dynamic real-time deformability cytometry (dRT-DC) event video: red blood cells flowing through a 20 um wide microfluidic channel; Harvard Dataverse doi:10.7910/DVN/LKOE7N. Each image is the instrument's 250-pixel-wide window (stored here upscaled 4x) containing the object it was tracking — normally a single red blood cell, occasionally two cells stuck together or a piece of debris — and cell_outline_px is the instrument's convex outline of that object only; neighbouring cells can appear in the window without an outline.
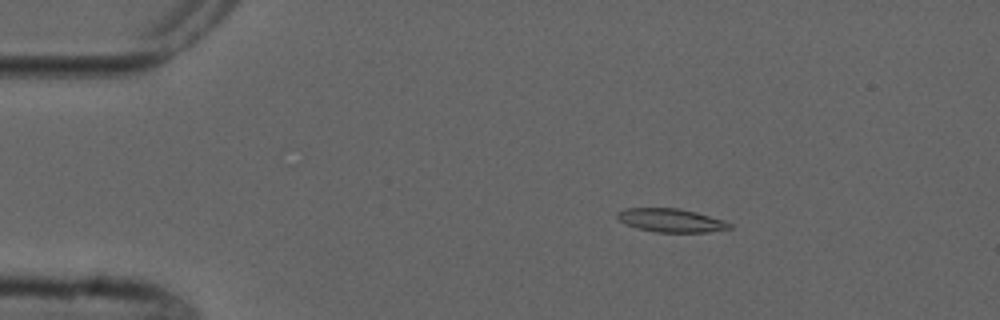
{"species": "common noctule bat (a hibernating species)", "species_latin": "Nyctalus noctula", "temperature_condition": "cold", "stored_images_in_passage": 5, "camera_frame_rate_fps": 3000, "um_per_image_px": 0.085, "animal": {"sex": "male", "forearm_length_mm": 52.5}, "frame": {"image": 1, "passage_image": 3, "time_ms": 2.333, "image_size_px": [1000, 320], "cell_outline_px": [[732, 228], [708, 232], [656, 232], [636, 228], [624, 224], [616, 216], [616, 212], [624, 208], [680, 208], [696, 212], [724, 220], [732, 224]], "centroid_in_image_um": [57.01, 18.73], "position_along_channel_um": 28.0, "area_um2": 15.49}}
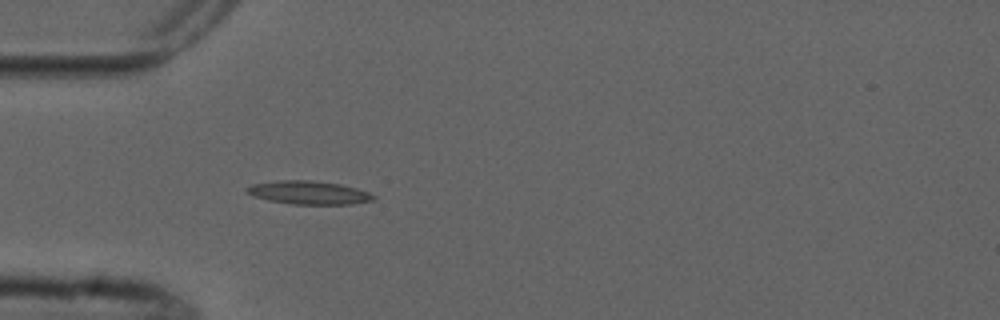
{"frame": {"image": 2, "passage_image": 5, "time_ms": 4.667, "image_size_px": [1000, 320], "cell_outline_px": [[376, 200], [352, 204], [292, 204], [268, 200], [252, 196], [244, 192], [244, 188], [252, 184], [276, 180], [312, 180], [340, 184], [356, 188], [368, 192], [376, 196]], "centroid_in_image_um": [26.21, 16.37], "position_along_channel_um": 58.8, "area_um2": 17.46}}